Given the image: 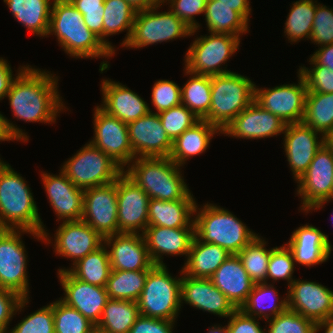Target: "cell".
Returning <instances> with one entry per match:
<instances>
[{
	"label": "cell",
	"mask_w": 333,
	"mask_h": 333,
	"mask_svg": "<svg viewBox=\"0 0 333 333\" xmlns=\"http://www.w3.org/2000/svg\"><path fill=\"white\" fill-rule=\"evenodd\" d=\"M6 97L14 118L25 122L54 123L65 110L57 90L58 77L31 66H20Z\"/></svg>",
	"instance_id": "1"
},
{
	"label": "cell",
	"mask_w": 333,
	"mask_h": 333,
	"mask_svg": "<svg viewBox=\"0 0 333 333\" xmlns=\"http://www.w3.org/2000/svg\"><path fill=\"white\" fill-rule=\"evenodd\" d=\"M30 189L9 164L0 163V229L29 230L43 234V242L52 243Z\"/></svg>",
	"instance_id": "2"
},
{
	"label": "cell",
	"mask_w": 333,
	"mask_h": 333,
	"mask_svg": "<svg viewBox=\"0 0 333 333\" xmlns=\"http://www.w3.org/2000/svg\"><path fill=\"white\" fill-rule=\"evenodd\" d=\"M48 35H55L64 51L75 58H111L115 53L84 23L69 0H52Z\"/></svg>",
	"instance_id": "3"
},
{
	"label": "cell",
	"mask_w": 333,
	"mask_h": 333,
	"mask_svg": "<svg viewBox=\"0 0 333 333\" xmlns=\"http://www.w3.org/2000/svg\"><path fill=\"white\" fill-rule=\"evenodd\" d=\"M123 171L149 196L164 201L195 200L180 166L169 157L135 158Z\"/></svg>",
	"instance_id": "4"
},
{
	"label": "cell",
	"mask_w": 333,
	"mask_h": 333,
	"mask_svg": "<svg viewBox=\"0 0 333 333\" xmlns=\"http://www.w3.org/2000/svg\"><path fill=\"white\" fill-rule=\"evenodd\" d=\"M198 207L196 203L195 236L202 242L216 244L230 255H237L258 235L227 209L211 203Z\"/></svg>",
	"instance_id": "5"
},
{
	"label": "cell",
	"mask_w": 333,
	"mask_h": 333,
	"mask_svg": "<svg viewBox=\"0 0 333 333\" xmlns=\"http://www.w3.org/2000/svg\"><path fill=\"white\" fill-rule=\"evenodd\" d=\"M254 85L235 72L211 76L210 111L203 119L223 131L254 101Z\"/></svg>",
	"instance_id": "6"
},
{
	"label": "cell",
	"mask_w": 333,
	"mask_h": 333,
	"mask_svg": "<svg viewBox=\"0 0 333 333\" xmlns=\"http://www.w3.org/2000/svg\"><path fill=\"white\" fill-rule=\"evenodd\" d=\"M181 278L172 277L167 266L153 265L138 299L143 316L175 321L181 308Z\"/></svg>",
	"instance_id": "7"
},
{
	"label": "cell",
	"mask_w": 333,
	"mask_h": 333,
	"mask_svg": "<svg viewBox=\"0 0 333 333\" xmlns=\"http://www.w3.org/2000/svg\"><path fill=\"white\" fill-rule=\"evenodd\" d=\"M61 171L76 187L85 190L116 181L124 169L89 142L64 163Z\"/></svg>",
	"instance_id": "8"
},
{
	"label": "cell",
	"mask_w": 333,
	"mask_h": 333,
	"mask_svg": "<svg viewBox=\"0 0 333 333\" xmlns=\"http://www.w3.org/2000/svg\"><path fill=\"white\" fill-rule=\"evenodd\" d=\"M239 46L240 38L230 34L210 33L209 36L197 37L186 52L184 68L198 75L231 73L221 66L236 53Z\"/></svg>",
	"instance_id": "9"
},
{
	"label": "cell",
	"mask_w": 333,
	"mask_h": 333,
	"mask_svg": "<svg viewBox=\"0 0 333 333\" xmlns=\"http://www.w3.org/2000/svg\"><path fill=\"white\" fill-rule=\"evenodd\" d=\"M43 241V234L24 229H0V288L11 290L21 298H27L29 281L27 254L21 240L22 233Z\"/></svg>",
	"instance_id": "10"
},
{
	"label": "cell",
	"mask_w": 333,
	"mask_h": 333,
	"mask_svg": "<svg viewBox=\"0 0 333 333\" xmlns=\"http://www.w3.org/2000/svg\"><path fill=\"white\" fill-rule=\"evenodd\" d=\"M162 4L137 11L130 40L124 47L139 49L158 42L193 36L197 32L191 30L170 9L168 12H157Z\"/></svg>",
	"instance_id": "11"
},
{
	"label": "cell",
	"mask_w": 333,
	"mask_h": 333,
	"mask_svg": "<svg viewBox=\"0 0 333 333\" xmlns=\"http://www.w3.org/2000/svg\"><path fill=\"white\" fill-rule=\"evenodd\" d=\"M301 210H320L333 200V153L323 145L315 154L305 174L297 181Z\"/></svg>",
	"instance_id": "12"
},
{
	"label": "cell",
	"mask_w": 333,
	"mask_h": 333,
	"mask_svg": "<svg viewBox=\"0 0 333 333\" xmlns=\"http://www.w3.org/2000/svg\"><path fill=\"white\" fill-rule=\"evenodd\" d=\"M298 79V84H283L267 89L257 88L255 84L254 101L285 124L302 123L307 85L299 72Z\"/></svg>",
	"instance_id": "13"
},
{
	"label": "cell",
	"mask_w": 333,
	"mask_h": 333,
	"mask_svg": "<svg viewBox=\"0 0 333 333\" xmlns=\"http://www.w3.org/2000/svg\"><path fill=\"white\" fill-rule=\"evenodd\" d=\"M93 116L94 137L90 143L125 169L135 159L127 123L108 114L100 106L95 107Z\"/></svg>",
	"instance_id": "14"
},
{
	"label": "cell",
	"mask_w": 333,
	"mask_h": 333,
	"mask_svg": "<svg viewBox=\"0 0 333 333\" xmlns=\"http://www.w3.org/2000/svg\"><path fill=\"white\" fill-rule=\"evenodd\" d=\"M82 221L103 238L118 234L117 179L84 190Z\"/></svg>",
	"instance_id": "15"
},
{
	"label": "cell",
	"mask_w": 333,
	"mask_h": 333,
	"mask_svg": "<svg viewBox=\"0 0 333 333\" xmlns=\"http://www.w3.org/2000/svg\"><path fill=\"white\" fill-rule=\"evenodd\" d=\"M149 196L124 172L117 178L118 234H141L148 226Z\"/></svg>",
	"instance_id": "16"
},
{
	"label": "cell",
	"mask_w": 333,
	"mask_h": 333,
	"mask_svg": "<svg viewBox=\"0 0 333 333\" xmlns=\"http://www.w3.org/2000/svg\"><path fill=\"white\" fill-rule=\"evenodd\" d=\"M127 127L135 158L169 157L173 141L156 112L149 111L143 117L128 123Z\"/></svg>",
	"instance_id": "17"
},
{
	"label": "cell",
	"mask_w": 333,
	"mask_h": 333,
	"mask_svg": "<svg viewBox=\"0 0 333 333\" xmlns=\"http://www.w3.org/2000/svg\"><path fill=\"white\" fill-rule=\"evenodd\" d=\"M57 273L65 295L59 299L69 307L77 309L96 326L109 300L106 289L75 278L65 268L58 269Z\"/></svg>",
	"instance_id": "18"
},
{
	"label": "cell",
	"mask_w": 333,
	"mask_h": 333,
	"mask_svg": "<svg viewBox=\"0 0 333 333\" xmlns=\"http://www.w3.org/2000/svg\"><path fill=\"white\" fill-rule=\"evenodd\" d=\"M288 309L315 323L333 317V291L322 284L295 279L288 287Z\"/></svg>",
	"instance_id": "19"
},
{
	"label": "cell",
	"mask_w": 333,
	"mask_h": 333,
	"mask_svg": "<svg viewBox=\"0 0 333 333\" xmlns=\"http://www.w3.org/2000/svg\"><path fill=\"white\" fill-rule=\"evenodd\" d=\"M284 152L293 177L299 179L305 174L316 152L324 145L323 136L303 123L286 124L284 129Z\"/></svg>",
	"instance_id": "20"
},
{
	"label": "cell",
	"mask_w": 333,
	"mask_h": 333,
	"mask_svg": "<svg viewBox=\"0 0 333 333\" xmlns=\"http://www.w3.org/2000/svg\"><path fill=\"white\" fill-rule=\"evenodd\" d=\"M285 126L278 116L253 101L228 124L222 134L240 139H265L283 134Z\"/></svg>",
	"instance_id": "21"
},
{
	"label": "cell",
	"mask_w": 333,
	"mask_h": 333,
	"mask_svg": "<svg viewBox=\"0 0 333 333\" xmlns=\"http://www.w3.org/2000/svg\"><path fill=\"white\" fill-rule=\"evenodd\" d=\"M54 238L55 253L72 259L73 265L104 244V238L82 220L63 221Z\"/></svg>",
	"instance_id": "22"
},
{
	"label": "cell",
	"mask_w": 333,
	"mask_h": 333,
	"mask_svg": "<svg viewBox=\"0 0 333 333\" xmlns=\"http://www.w3.org/2000/svg\"><path fill=\"white\" fill-rule=\"evenodd\" d=\"M44 189L57 221H79L83 215L84 190L76 187L60 170L59 175L43 172Z\"/></svg>",
	"instance_id": "23"
},
{
	"label": "cell",
	"mask_w": 333,
	"mask_h": 333,
	"mask_svg": "<svg viewBox=\"0 0 333 333\" xmlns=\"http://www.w3.org/2000/svg\"><path fill=\"white\" fill-rule=\"evenodd\" d=\"M112 270L148 271L154 264L143 234L119 233L104 237Z\"/></svg>",
	"instance_id": "24"
},
{
	"label": "cell",
	"mask_w": 333,
	"mask_h": 333,
	"mask_svg": "<svg viewBox=\"0 0 333 333\" xmlns=\"http://www.w3.org/2000/svg\"><path fill=\"white\" fill-rule=\"evenodd\" d=\"M180 272L181 304L184 301L196 309L219 315L221 318L229 317L236 310L209 278H194L183 274L182 270Z\"/></svg>",
	"instance_id": "25"
},
{
	"label": "cell",
	"mask_w": 333,
	"mask_h": 333,
	"mask_svg": "<svg viewBox=\"0 0 333 333\" xmlns=\"http://www.w3.org/2000/svg\"><path fill=\"white\" fill-rule=\"evenodd\" d=\"M194 236L195 225L185 228L147 226L143 233L148 254L154 265H164L163 255L188 256Z\"/></svg>",
	"instance_id": "26"
},
{
	"label": "cell",
	"mask_w": 333,
	"mask_h": 333,
	"mask_svg": "<svg viewBox=\"0 0 333 333\" xmlns=\"http://www.w3.org/2000/svg\"><path fill=\"white\" fill-rule=\"evenodd\" d=\"M285 245L291 251L294 261L306 267L326 262L333 249L328 235L307 224L295 229Z\"/></svg>",
	"instance_id": "27"
},
{
	"label": "cell",
	"mask_w": 333,
	"mask_h": 333,
	"mask_svg": "<svg viewBox=\"0 0 333 333\" xmlns=\"http://www.w3.org/2000/svg\"><path fill=\"white\" fill-rule=\"evenodd\" d=\"M101 90L103 104L100 107L124 123L135 121L151 111L143 98L122 83L103 79Z\"/></svg>",
	"instance_id": "28"
},
{
	"label": "cell",
	"mask_w": 333,
	"mask_h": 333,
	"mask_svg": "<svg viewBox=\"0 0 333 333\" xmlns=\"http://www.w3.org/2000/svg\"><path fill=\"white\" fill-rule=\"evenodd\" d=\"M209 279L236 309L245 304L255 285L237 255L227 258Z\"/></svg>",
	"instance_id": "29"
},
{
	"label": "cell",
	"mask_w": 333,
	"mask_h": 333,
	"mask_svg": "<svg viewBox=\"0 0 333 333\" xmlns=\"http://www.w3.org/2000/svg\"><path fill=\"white\" fill-rule=\"evenodd\" d=\"M217 133L222 134L217 126L200 119L173 141L169 158L175 164L183 167L187 159L205 152L212 137Z\"/></svg>",
	"instance_id": "30"
},
{
	"label": "cell",
	"mask_w": 333,
	"mask_h": 333,
	"mask_svg": "<svg viewBox=\"0 0 333 333\" xmlns=\"http://www.w3.org/2000/svg\"><path fill=\"white\" fill-rule=\"evenodd\" d=\"M231 255L221 246L194 236L182 273L194 278H210Z\"/></svg>",
	"instance_id": "31"
},
{
	"label": "cell",
	"mask_w": 333,
	"mask_h": 333,
	"mask_svg": "<svg viewBox=\"0 0 333 333\" xmlns=\"http://www.w3.org/2000/svg\"><path fill=\"white\" fill-rule=\"evenodd\" d=\"M195 206V200L164 201L150 199L148 203V226L185 228L188 225H195L193 218Z\"/></svg>",
	"instance_id": "32"
},
{
	"label": "cell",
	"mask_w": 333,
	"mask_h": 333,
	"mask_svg": "<svg viewBox=\"0 0 333 333\" xmlns=\"http://www.w3.org/2000/svg\"><path fill=\"white\" fill-rule=\"evenodd\" d=\"M14 18L29 32L47 37L49 30L51 0H3Z\"/></svg>",
	"instance_id": "33"
},
{
	"label": "cell",
	"mask_w": 333,
	"mask_h": 333,
	"mask_svg": "<svg viewBox=\"0 0 333 333\" xmlns=\"http://www.w3.org/2000/svg\"><path fill=\"white\" fill-rule=\"evenodd\" d=\"M272 284L255 283L241 310L249 316L264 318V320H269L286 311L288 309L287 293L286 297L280 300L278 291Z\"/></svg>",
	"instance_id": "34"
},
{
	"label": "cell",
	"mask_w": 333,
	"mask_h": 333,
	"mask_svg": "<svg viewBox=\"0 0 333 333\" xmlns=\"http://www.w3.org/2000/svg\"><path fill=\"white\" fill-rule=\"evenodd\" d=\"M136 13L137 10L126 0H104L103 42L114 53L115 47L107 41L106 37L127 30V34L120 44L124 47L130 40Z\"/></svg>",
	"instance_id": "35"
},
{
	"label": "cell",
	"mask_w": 333,
	"mask_h": 333,
	"mask_svg": "<svg viewBox=\"0 0 333 333\" xmlns=\"http://www.w3.org/2000/svg\"><path fill=\"white\" fill-rule=\"evenodd\" d=\"M139 315L136 301L109 299L95 328L103 333H128Z\"/></svg>",
	"instance_id": "36"
},
{
	"label": "cell",
	"mask_w": 333,
	"mask_h": 333,
	"mask_svg": "<svg viewBox=\"0 0 333 333\" xmlns=\"http://www.w3.org/2000/svg\"><path fill=\"white\" fill-rule=\"evenodd\" d=\"M205 21L209 33L230 34L240 38L249 31L248 21L230 6L218 3V0H207Z\"/></svg>",
	"instance_id": "37"
},
{
	"label": "cell",
	"mask_w": 333,
	"mask_h": 333,
	"mask_svg": "<svg viewBox=\"0 0 333 333\" xmlns=\"http://www.w3.org/2000/svg\"><path fill=\"white\" fill-rule=\"evenodd\" d=\"M107 249L103 244L94 252L78 260L72 268L67 270L83 282L105 288L112 271Z\"/></svg>",
	"instance_id": "38"
},
{
	"label": "cell",
	"mask_w": 333,
	"mask_h": 333,
	"mask_svg": "<svg viewBox=\"0 0 333 333\" xmlns=\"http://www.w3.org/2000/svg\"><path fill=\"white\" fill-rule=\"evenodd\" d=\"M304 125L324 136L333 129V93L307 92Z\"/></svg>",
	"instance_id": "39"
},
{
	"label": "cell",
	"mask_w": 333,
	"mask_h": 333,
	"mask_svg": "<svg viewBox=\"0 0 333 333\" xmlns=\"http://www.w3.org/2000/svg\"><path fill=\"white\" fill-rule=\"evenodd\" d=\"M183 71L190 77L181 88V104L185 105L199 119H203L210 111L211 76L194 74L186 69Z\"/></svg>",
	"instance_id": "40"
},
{
	"label": "cell",
	"mask_w": 333,
	"mask_h": 333,
	"mask_svg": "<svg viewBox=\"0 0 333 333\" xmlns=\"http://www.w3.org/2000/svg\"><path fill=\"white\" fill-rule=\"evenodd\" d=\"M148 271L112 270L105 289L109 299L138 301Z\"/></svg>",
	"instance_id": "41"
},
{
	"label": "cell",
	"mask_w": 333,
	"mask_h": 333,
	"mask_svg": "<svg viewBox=\"0 0 333 333\" xmlns=\"http://www.w3.org/2000/svg\"><path fill=\"white\" fill-rule=\"evenodd\" d=\"M287 16L284 33L288 41L299 42L303 38L310 39L316 11V1L299 0L293 2Z\"/></svg>",
	"instance_id": "42"
},
{
	"label": "cell",
	"mask_w": 333,
	"mask_h": 333,
	"mask_svg": "<svg viewBox=\"0 0 333 333\" xmlns=\"http://www.w3.org/2000/svg\"><path fill=\"white\" fill-rule=\"evenodd\" d=\"M266 243L263 238L257 235L237 254L244 269L254 283H266L268 261L272 250V248H266Z\"/></svg>",
	"instance_id": "43"
},
{
	"label": "cell",
	"mask_w": 333,
	"mask_h": 333,
	"mask_svg": "<svg viewBox=\"0 0 333 333\" xmlns=\"http://www.w3.org/2000/svg\"><path fill=\"white\" fill-rule=\"evenodd\" d=\"M54 333H92L96 328L77 309L60 299L53 302Z\"/></svg>",
	"instance_id": "44"
},
{
	"label": "cell",
	"mask_w": 333,
	"mask_h": 333,
	"mask_svg": "<svg viewBox=\"0 0 333 333\" xmlns=\"http://www.w3.org/2000/svg\"><path fill=\"white\" fill-rule=\"evenodd\" d=\"M158 115L163 128L172 141L200 120L183 104L161 111Z\"/></svg>",
	"instance_id": "45"
},
{
	"label": "cell",
	"mask_w": 333,
	"mask_h": 333,
	"mask_svg": "<svg viewBox=\"0 0 333 333\" xmlns=\"http://www.w3.org/2000/svg\"><path fill=\"white\" fill-rule=\"evenodd\" d=\"M266 333H316V323L289 309L267 320Z\"/></svg>",
	"instance_id": "46"
},
{
	"label": "cell",
	"mask_w": 333,
	"mask_h": 333,
	"mask_svg": "<svg viewBox=\"0 0 333 333\" xmlns=\"http://www.w3.org/2000/svg\"><path fill=\"white\" fill-rule=\"evenodd\" d=\"M293 255L289 248L284 244L280 247L272 248L271 255L268 261V271H267V279H273L271 281L277 280H287L288 287L295 280L293 279V273L296 265L294 263Z\"/></svg>",
	"instance_id": "47"
},
{
	"label": "cell",
	"mask_w": 333,
	"mask_h": 333,
	"mask_svg": "<svg viewBox=\"0 0 333 333\" xmlns=\"http://www.w3.org/2000/svg\"><path fill=\"white\" fill-rule=\"evenodd\" d=\"M8 333H54L53 303L27 315Z\"/></svg>",
	"instance_id": "48"
},
{
	"label": "cell",
	"mask_w": 333,
	"mask_h": 333,
	"mask_svg": "<svg viewBox=\"0 0 333 333\" xmlns=\"http://www.w3.org/2000/svg\"><path fill=\"white\" fill-rule=\"evenodd\" d=\"M310 40L319 46L333 43V8L316 1V11Z\"/></svg>",
	"instance_id": "49"
},
{
	"label": "cell",
	"mask_w": 333,
	"mask_h": 333,
	"mask_svg": "<svg viewBox=\"0 0 333 333\" xmlns=\"http://www.w3.org/2000/svg\"><path fill=\"white\" fill-rule=\"evenodd\" d=\"M181 97V88L178 84L170 80H158L152 88L151 103L158 114L161 111L180 105Z\"/></svg>",
	"instance_id": "50"
},
{
	"label": "cell",
	"mask_w": 333,
	"mask_h": 333,
	"mask_svg": "<svg viewBox=\"0 0 333 333\" xmlns=\"http://www.w3.org/2000/svg\"><path fill=\"white\" fill-rule=\"evenodd\" d=\"M83 15L86 26L103 41L104 0H69Z\"/></svg>",
	"instance_id": "51"
},
{
	"label": "cell",
	"mask_w": 333,
	"mask_h": 333,
	"mask_svg": "<svg viewBox=\"0 0 333 333\" xmlns=\"http://www.w3.org/2000/svg\"><path fill=\"white\" fill-rule=\"evenodd\" d=\"M300 67L299 73L307 85V92L333 93V71L321 65Z\"/></svg>",
	"instance_id": "52"
},
{
	"label": "cell",
	"mask_w": 333,
	"mask_h": 333,
	"mask_svg": "<svg viewBox=\"0 0 333 333\" xmlns=\"http://www.w3.org/2000/svg\"><path fill=\"white\" fill-rule=\"evenodd\" d=\"M163 3H170V10L191 30H199L195 16L205 13L207 0H163Z\"/></svg>",
	"instance_id": "53"
},
{
	"label": "cell",
	"mask_w": 333,
	"mask_h": 333,
	"mask_svg": "<svg viewBox=\"0 0 333 333\" xmlns=\"http://www.w3.org/2000/svg\"><path fill=\"white\" fill-rule=\"evenodd\" d=\"M27 298H21L17 293L0 288V333H8L9 323L18 311L24 310L29 303Z\"/></svg>",
	"instance_id": "54"
},
{
	"label": "cell",
	"mask_w": 333,
	"mask_h": 333,
	"mask_svg": "<svg viewBox=\"0 0 333 333\" xmlns=\"http://www.w3.org/2000/svg\"><path fill=\"white\" fill-rule=\"evenodd\" d=\"M175 322L140 314L128 333H173Z\"/></svg>",
	"instance_id": "55"
},
{
	"label": "cell",
	"mask_w": 333,
	"mask_h": 333,
	"mask_svg": "<svg viewBox=\"0 0 333 333\" xmlns=\"http://www.w3.org/2000/svg\"><path fill=\"white\" fill-rule=\"evenodd\" d=\"M253 316H249L241 309H236L230 316L227 323L230 333H266Z\"/></svg>",
	"instance_id": "56"
},
{
	"label": "cell",
	"mask_w": 333,
	"mask_h": 333,
	"mask_svg": "<svg viewBox=\"0 0 333 333\" xmlns=\"http://www.w3.org/2000/svg\"><path fill=\"white\" fill-rule=\"evenodd\" d=\"M28 139L29 136H27L22 129L18 128L17 125L15 126L11 121L9 122V120L0 113V142L10 140L28 142Z\"/></svg>",
	"instance_id": "57"
},
{
	"label": "cell",
	"mask_w": 333,
	"mask_h": 333,
	"mask_svg": "<svg viewBox=\"0 0 333 333\" xmlns=\"http://www.w3.org/2000/svg\"><path fill=\"white\" fill-rule=\"evenodd\" d=\"M320 47L309 58L310 65H321L333 71V43Z\"/></svg>",
	"instance_id": "58"
},
{
	"label": "cell",
	"mask_w": 333,
	"mask_h": 333,
	"mask_svg": "<svg viewBox=\"0 0 333 333\" xmlns=\"http://www.w3.org/2000/svg\"><path fill=\"white\" fill-rule=\"evenodd\" d=\"M12 69L7 60L0 58V100L6 97L11 84L16 78L13 77Z\"/></svg>",
	"instance_id": "59"
},
{
	"label": "cell",
	"mask_w": 333,
	"mask_h": 333,
	"mask_svg": "<svg viewBox=\"0 0 333 333\" xmlns=\"http://www.w3.org/2000/svg\"><path fill=\"white\" fill-rule=\"evenodd\" d=\"M218 3L230 6L231 9L239 12L248 22L251 14L249 0H218Z\"/></svg>",
	"instance_id": "60"
},
{
	"label": "cell",
	"mask_w": 333,
	"mask_h": 333,
	"mask_svg": "<svg viewBox=\"0 0 333 333\" xmlns=\"http://www.w3.org/2000/svg\"><path fill=\"white\" fill-rule=\"evenodd\" d=\"M137 11L150 9L156 5L163 3V0H126Z\"/></svg>",
	"instance_id": "61"
},
{
	"label": "cell",
	"mask_w": 333,
	"mask_h": 333,
	"mask_svg": "<svg viewBox=\"0 0 333 333\" xmlns=\"http://www.w3.org/2000/svg\"><path fill=\"white\" fill-rule=\"evenodd\" d=\"M322 328L325 330V333H333V317L326 318L316 323V333L323 330Z\"/></svg>",
	"instance_id": "62"
},
{
	"label": "cell",
	"mask_w": 333,
	"mask_h": 333,
	"mask_svg": "<svg viewBox=\"0 0 333 333\" xmlns=\"http://www.w3.org/2000/svg\"><path fill=\"white\" fill-rule=\"evenodd\" d=\"M324 145L333 153V129L323 136Z\"/></svg>",
	"instance_id": "63"
},
{
	"label": "cell",
	"mask_w": 333,
	"mask_h": 333,
	"mask_svg": "<svg viewBox=\"0 0 333 333\" xmlns=\"http://www.w3.org/2000/svg\"><path fill=\"white\" fill-rule=\"evenodd\" d=\"M208 333H230L228 325L220 326V325H213L209 328Z\"/></svg>",
	"instance_id": "64"
},
{
	"label": "cell",
	"mask_w": 333,
	"mask_h": 333,
	"mask_svg": "<svg viewBox=\"0 0 333 333\" xmlns=\"http://www.w3.org/2000/svg\"><path fill=\"white\" fill-rule=\"evenodd\" d=\"M92 333H103V332H101V331L95 329Z\"/></svg>",
	"instance_id": "65"
}]
</instances>
